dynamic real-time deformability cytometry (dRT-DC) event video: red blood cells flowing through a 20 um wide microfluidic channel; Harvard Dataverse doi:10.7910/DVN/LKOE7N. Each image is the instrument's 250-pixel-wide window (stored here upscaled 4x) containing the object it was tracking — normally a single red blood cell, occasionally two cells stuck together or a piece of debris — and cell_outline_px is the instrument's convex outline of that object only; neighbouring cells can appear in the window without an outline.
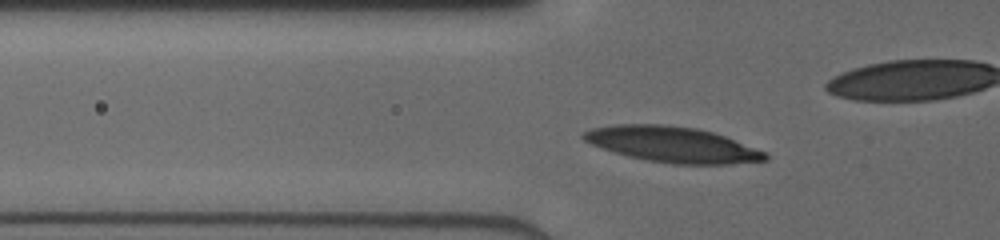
{"species": "human", "species_latin": "Homo sapiens", "temperature_condition": "cold", "stored_images_in_passage": 38, "camera_frame_rate_fps": 3000, "um_per_image_px": 0.085, "donor": {"sex": "male"}, "frame": {"image": 1, "passage_image": 5, "time_ms": 1.333, "image_size_px": [1000, 240], "cell_outline_px": [[768, 160], [732, 164], [672, 164], [648, 160], [628, 156], [592, 144], [584, 140], [580, 136], [584, 132], [592, 128], [616, 124], [664, 124], [696, 128], [712, 132], [724, 136], [768, 152]], "centroid_in_image_um": [57.19, 12.28], "position_along_channel_um": 68.6, "area_um2": 37.57}}
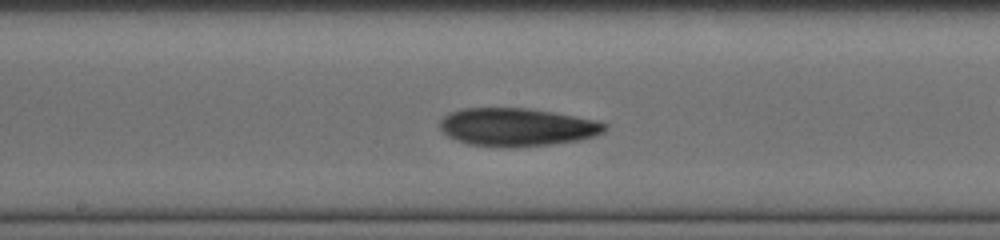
{"frame": {"image": 2, "passage_image": 15, "time_ms": 4.667, "image_size_px": [1000, 240], "cell_outline_px": [[608, 128], [604, 132], [580, 140], [552, 144], [512, 148], [504, 148], [468, 144], [456, 140], [448, 136], [440, 128], [440, 120], [448, 112], [464, 108], [528, 108], [600, 120], [608, 124]], "centroid_in_image_um": [43.96, 10.81], "position_along_channel_um": 204.2, "area_um2": 36.99}}
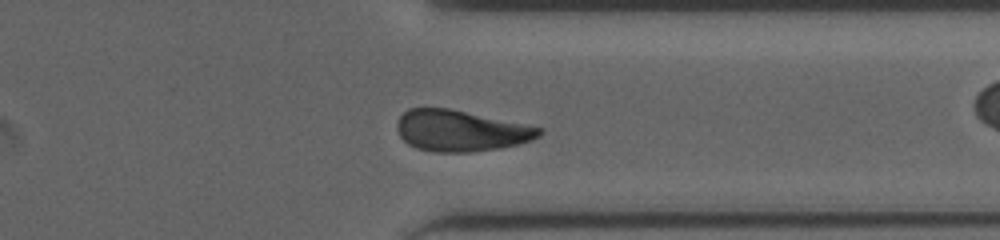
{"frame": {"image": 3, "passage_image": 27, "time_ms": 8.667, "image_size_px": [1000, 240], "cell_outline_px": [[544, 132], [540, 136], [532, 140], [520, 144], [500, 148], [472, 152], [432, 152], [416, 148], [408, 144], [400, 136], [396, 128], [396, 124], [400, 116], [408, 108], [452, 108], [540, 128]], "centroid_in_image_um": [39.13, 11.12], "position_along_channel_um": 372.3, "area_um2": 34.16}}